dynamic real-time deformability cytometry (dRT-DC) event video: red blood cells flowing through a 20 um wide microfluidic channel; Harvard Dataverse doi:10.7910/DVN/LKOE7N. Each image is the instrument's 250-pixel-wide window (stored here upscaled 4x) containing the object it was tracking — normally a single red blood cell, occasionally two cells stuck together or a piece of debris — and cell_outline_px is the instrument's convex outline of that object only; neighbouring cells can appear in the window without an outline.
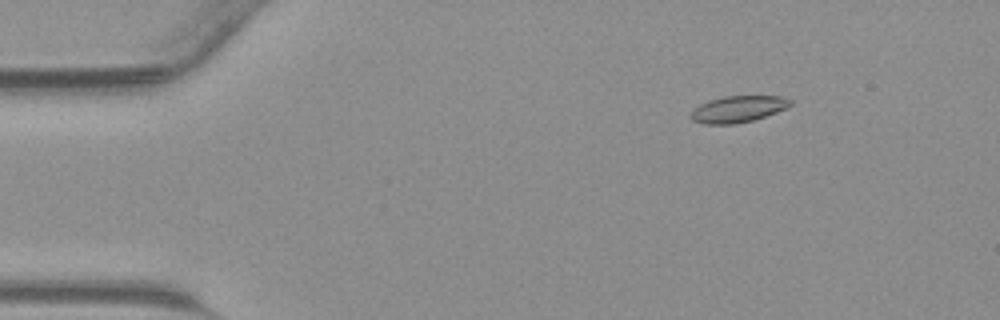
{"species": "common noctule bat (a hibernating species)", "species_latin": "Nyctalus noctula", "temperature_condition": "warm", "stored_images_in_passage": 40, "camera_frame_rate_fps": 3000, "um_per_image_px": 0.085, "animal": {"sex": "male", "body_mass_g": 23.1, "forearm_length_mm": 52.7}, "frame": {"image": 1, "passage_image": 2, "time_ms": 0.333, "image_size_px": [1000, 320], "cell_outline_px": [[792, 104], [788, 108], [752, 120], [736, 124], [704, 124], [692, 120], [688, 116], [688, 112], [692, 108], [708, 100], [724, 96], [780, 96], [792, 100]], "centroid_in_image_um": [62.67, 9.27], "position_along_channel_um": 22.3, "area_um2": 15.61}}
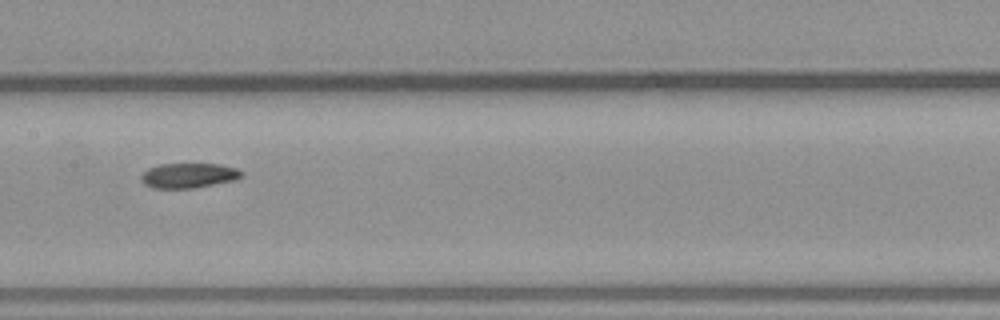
{"frame": {"image": 2, "passage_image": 18, "time_ms": 5.667, "image_size_px": [1000, 320], "cell_outline_px": [[244, 176], [236, 180], [192, 188], [152, 188], [144, 184], [140, 176], [148, 168], [160, 164], [220, 164], [236, 168], [244, 172]], "centroid_in_image_um": [16.06, 14.91], "position_along_channel_um": 191.3, "area_um2": 14.62}}
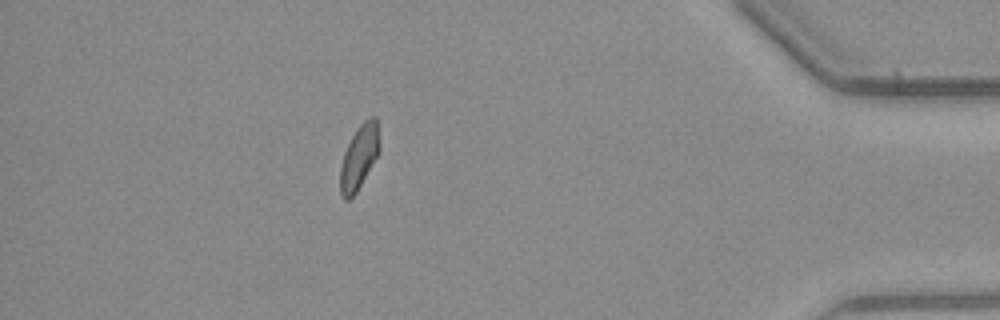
{"frame": {"image": 3, "passage_image": 35, "time_ms": 11.333, "image_size_px": [1000, 320], "cell_outline_px": [[380, 152], [356, 192], [348, 200], [344, 200], [340, 192], [340, 168], [344, 152], [352, 136], [360, 124], [368, 116], [376, 116], [380, 144]], "centroid_in_image_um": [30.54, 13.33], "position_along_channel_um": 404.7, "area_um2": 14.74}}